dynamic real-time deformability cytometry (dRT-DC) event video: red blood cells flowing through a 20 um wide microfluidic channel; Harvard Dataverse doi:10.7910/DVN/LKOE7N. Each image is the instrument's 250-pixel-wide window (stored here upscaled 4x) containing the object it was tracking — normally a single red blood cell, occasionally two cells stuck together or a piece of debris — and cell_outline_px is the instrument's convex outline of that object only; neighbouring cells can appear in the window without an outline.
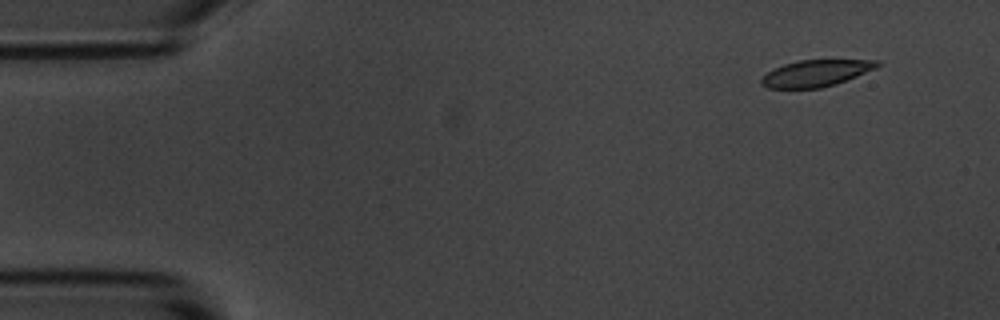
{"species": "common noctule bat (a hibernating species)", "species_latin": "Nyctalus noctula", "temperature_condition": "room temperature", "stored_images_in_passage": 5, "camera_frame_rate_fps": 3000, "um_per_image_px": 0.085, "animal": {"sex": "male", "body_mass_g": 20.1, "forearm_length_mm": 53.5}, "frame": {"image": 1, "passage_image": 2, "time_ms": 1.0, "image_size_px": [1000, 320], "cell_outline_px": [[880, 64], [876, 68], [836, 84], [820, 88], [768, 88], [760, 84], [760, 80], [768, 72], [784, 64], [800, 60], [880, 60]], "centroid_in_image_um": [69.36, 6.22], "position_along_channel_um": 15.6, "area_um2": 17.74}}
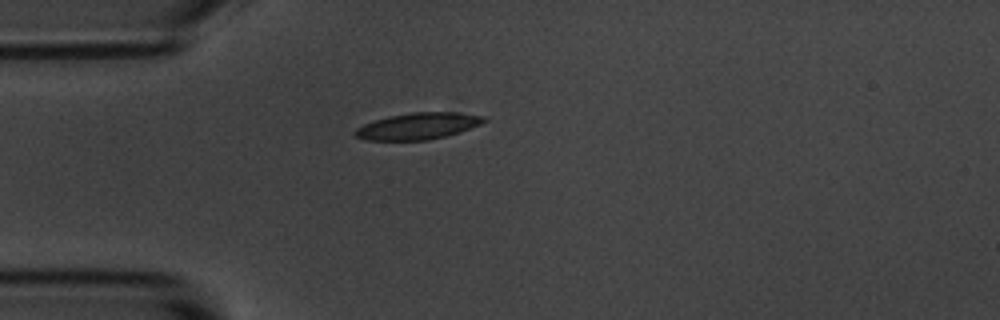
{"frame": {"image": 2, "passage_image": 4, "time_ms": 4.333, "image_size_px": [1000, 320], "cell_outline_px": [[488, 120], [480, 124], [460, 132], [428, 140], [364, 140], [356, 136], [352, 132], [356, 128], [364, 124], [388, 116], [412, 112], [456, 112], [484, 116]], "centroid_in_image_um": [35.52, 10.71], "position_along_channel_um": 49.5, "area_um2": 19.88}}